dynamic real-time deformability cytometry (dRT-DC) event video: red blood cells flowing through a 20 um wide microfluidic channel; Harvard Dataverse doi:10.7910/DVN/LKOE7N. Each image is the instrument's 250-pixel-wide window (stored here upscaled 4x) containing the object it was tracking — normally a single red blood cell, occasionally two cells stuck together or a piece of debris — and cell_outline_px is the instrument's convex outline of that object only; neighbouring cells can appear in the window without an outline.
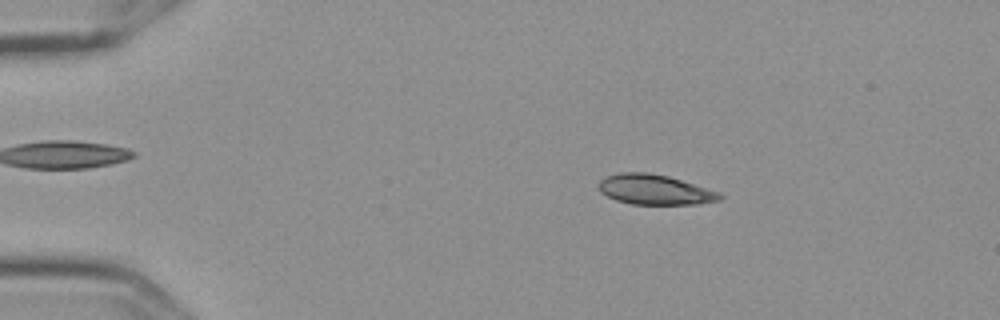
{"species": "Egyptian fruit bat (a non-hibernating species)", "species_latin": "Rousettus aegyptiacus", "temperature_condition": "cold", "stored_images_in_passage": 48, "camera_frame_rate_fps": 3000, "um_per_image_px": 0.085, "frame": {"image": 1, "passage_image": 2, "time_ms": 0.333, "image_size_px": [1000, 320], "cell_outline_px": [[724, 196], [720, 200], [696, 204], [632, 204], [616, 200], [600, 192], [596, 184], [604, 176], [620, 172], [648, 172], [668, 176], [720, 192]], "centroid_in_image_um": [55.62, 16.11], "position_along_channel_um": 29.4, "area_um2": 21.33}}
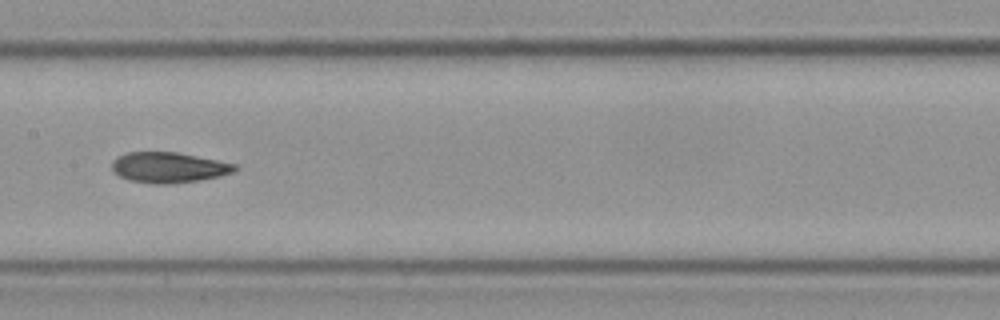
{"frame": {"image": 2, "passage_image": 21, "time_ms": 6.667, "image_size_px": [1000, 320], "cell_outline_px": [[240, 168], [232, 172], [220, 176], [196, 180], [168, 184], [152, 184], [128, 180], [112, 172], [112, 160], [128, 152], [176, 152], [236, 164]], "centroid_in_image_um": [14.31, 14.24], "position_along_channel_um": 193.1, "area_um2": 21.73}}
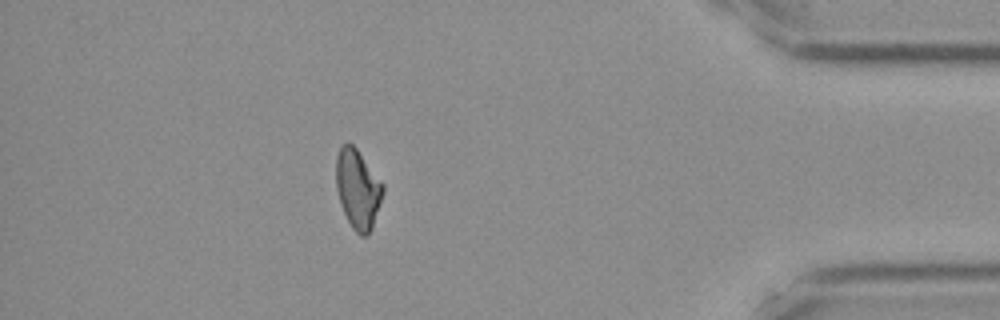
{"frame": {"image": 3, "passage_image": 42, "time_ms": 13.667, "image_size_px": [1000, 320], "cell_outline_px": [[384, 192], [372, 228], [368, 236], [360, 236], [352, 228], [340, 204], [336, 188], [336, 156], [340, 148], [344, 144], [352, 144], [356, 148], [384, 184]], "centroid_in_image_um": [30.42, 16.09], "position_along_channel_um": 404.8, "area_um2": 21.62}, "authors_computed_cell_mechanics": {"area_um2": 21.6461, "velocity_mm_per_s": 3.6087, "shape_relaxation_time_tau1_ms": 8.9059, "shape_relaxation_time_tau2_ms": 5.2712, "deformation_change_tau1": 0.1873, "deformation_change_tau2": 0.0955}}